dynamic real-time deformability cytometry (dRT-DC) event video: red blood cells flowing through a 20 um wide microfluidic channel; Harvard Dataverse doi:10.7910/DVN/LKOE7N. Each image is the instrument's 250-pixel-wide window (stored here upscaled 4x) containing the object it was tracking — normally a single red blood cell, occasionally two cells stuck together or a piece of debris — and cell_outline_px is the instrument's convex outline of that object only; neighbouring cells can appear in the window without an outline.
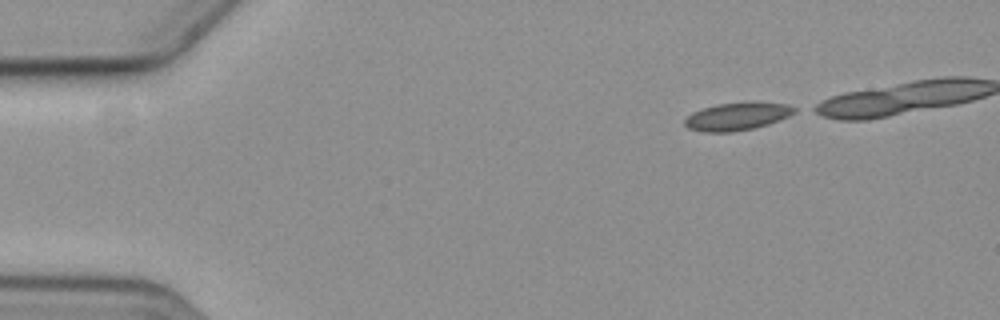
{"species": "common noctule bat (a hibernating species)", "species_latin": "Nyctalus noctula", "temperature_condition": "cold", "stored_images_in_passage": 7, "camera_frame_rate_fps": 3000, "um_per_image_px": 0.085, "animal": {"sex": "female", "body_mass_g": 19.3, "forearm_length_mm": 54.1}, "frame": {"image": 1, "passage_image": 1, "time_ms": 0.0, "image_size_px": [1000, 320], "cell_outline_px": [[796, 112], [780, 120], [768, 124], [752, 128], [732, 132], [704, 132], [688, 128], [684, 124], [684, 120], [692, 112], [704, 108], [720, 104], [744, 100], [756, 100], [788, 104], [796, 108]], "centroid_in_image_um": [62.7, 9.86], "position_along_channel_um": 22.3, "area_um2": 18.15}}